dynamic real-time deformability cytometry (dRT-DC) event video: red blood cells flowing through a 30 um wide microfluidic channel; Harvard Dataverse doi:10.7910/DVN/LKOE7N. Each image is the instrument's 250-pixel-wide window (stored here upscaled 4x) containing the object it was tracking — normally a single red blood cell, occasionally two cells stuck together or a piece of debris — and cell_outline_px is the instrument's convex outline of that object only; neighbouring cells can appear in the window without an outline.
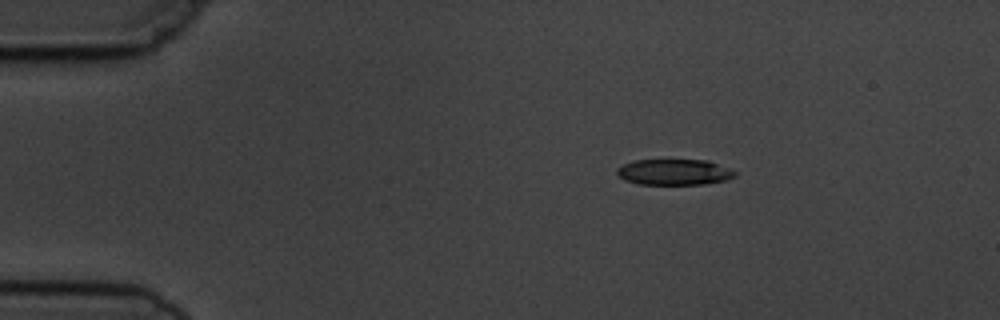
{"species": "common noctule bat (a hibernating species)", "species_latin": "Nyctalus noctula", "temperature_condition": "cold", "stored_images_in_passage": 3, "camera_frame_rate_fps": 3000, "um_per_image_px": 0.085, "animal": {"sex": "male", "body_mass_g": 19.5, "forearm_length_mm": 54.6}, "frame": {"image": 1, "passage_image": 1, "time_ms": 0.0, "image_size_px": [1000, 320], "cell_outline_px": [[736, 176], [724, 180], [704, 184], [640, 184], [624, 180], [616, 172], [616, 168], [632, 160], [708, 160], [728, 168], [736, 172]], "centroid_in_image_um": [57.28, 14.62], "position_along_channel_um": 27.7, "area_um2": 17.69}}